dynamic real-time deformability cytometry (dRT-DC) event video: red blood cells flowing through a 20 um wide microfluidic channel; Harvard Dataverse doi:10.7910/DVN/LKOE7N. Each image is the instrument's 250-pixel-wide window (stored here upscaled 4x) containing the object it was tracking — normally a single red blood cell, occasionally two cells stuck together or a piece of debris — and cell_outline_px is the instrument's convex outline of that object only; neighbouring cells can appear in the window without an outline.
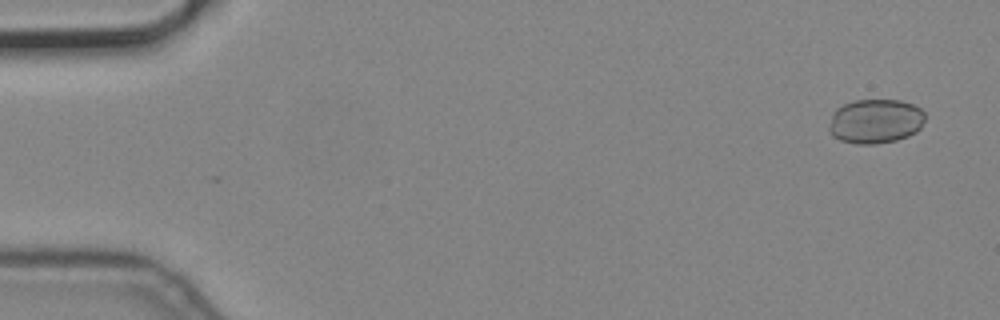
{"species": "common noctule bat (a hibernating species)", "species_latin": "Nyctalus noctula", "temperature_condition": "cold", "stored_images_in_passage": 5, "camera_frame_rate_fps": 3000, "um_per_image_px": 0.085, "animal": {"sex": "male", "body_mass_g": 19.2, "forearm_length_mm": 51.8}, "frame": {"image": 1, "passage_image": 1, "time_ms": 0.0, "image_size_px": [1000, 320], "cell_outline_px": [[924, 120], [920, 128], [916, 132], [908, 136], [896, 140], [876, 144], [856, 144], [840, 140], [832, 136], [828, 128], [832, 112], [836, 108], [844, 104], [856, 100], [900, 100], [912, 104], [920, 108], [924, 112]], "centroid_in_image_um": [74.39, 10.31], "position_along_channel_um": 10.6, "area_um2": 25.03}}